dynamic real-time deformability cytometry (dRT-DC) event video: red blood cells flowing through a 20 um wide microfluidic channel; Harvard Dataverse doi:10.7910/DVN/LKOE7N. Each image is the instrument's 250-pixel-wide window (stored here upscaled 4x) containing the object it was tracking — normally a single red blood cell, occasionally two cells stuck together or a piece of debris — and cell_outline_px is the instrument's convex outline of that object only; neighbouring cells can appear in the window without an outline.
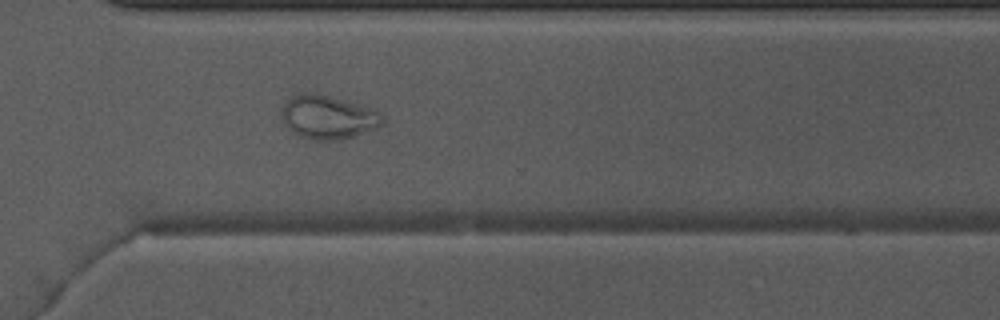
{"species": "Egyptian fruit bat (a non-hibernating species)", "species_latin": "Rousettus aegyptiacus", "temperature_condition": "warm", "stored_images_in_passage": 49, "camera_frame_rate_fps": 3000, "um_per_image_px": 0.085, "animal": {"sex": "male"}, "frame": {"image": 1, "passage_image": 35, "time_ms": 11.333, "image_size_px": [1000, 320], "cell_outline_px": [[384, 120], [376, 128], [340, 140], [308, 140], [300, 136], [288, 128], [284, 124], [280, 116], [280, 108], [292, 96], [300, 92], [316, 92], [332, 96], [372, 108], [380, 112], [384, 116]], "centroid_in_image_um": [27.84, 9.94], "position_along_channel_um": 342.8, "area_um2": 26.01}, "authors_computed_cell_mechanics": {"area_um2": 28.4376, "velocity_mm_per_s": 4.0684, "shape_relaxation_time_tau1_ms": null, "shape_relaxation_time_tau2_ms": 0.9354, "deformation_change_tau1": null, "deformation_change_tau2": 0.0533}}